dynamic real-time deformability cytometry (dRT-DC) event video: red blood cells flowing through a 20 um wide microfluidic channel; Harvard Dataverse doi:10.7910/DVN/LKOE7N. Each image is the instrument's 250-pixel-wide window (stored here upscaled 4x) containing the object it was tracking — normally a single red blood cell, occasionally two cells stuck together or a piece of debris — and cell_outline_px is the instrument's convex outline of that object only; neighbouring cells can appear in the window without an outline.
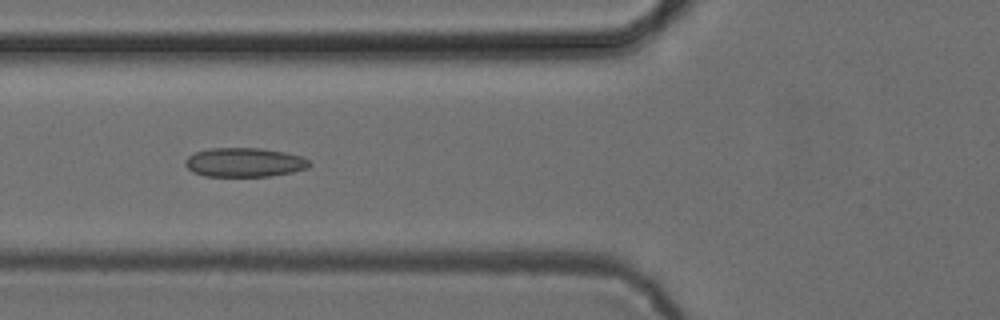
{"species": "common noctule bat (a hibernating species)", "species_latin": "Nyctalus noctula", "temperature_condition": "cold", "stored_images_in_passage": 39, "camera_frame_rate_fps": 3000, "um_per_image_px": 0.085, "animal": {"sex": "female", "body_mass_g": 24.6, "forearm_length_mm": 56.2}, "frame": {"image": 1, "passage_image": 8, "time_ms": 2.333, "image_size_px": [1000, 320], "cell_outline_px": [[312, 164], [308, 168], [292, 172], [268, 176], [204, 176], [192, 172], [184, 164], [184, 160], [188, 156], [196, 152], [208, 148], [260, 148], [284, 152], [304, 156]], "centroid_in_image_um": [20.77, 13.8], "position_along_channel_um": 105.0, "area_um2": 21.21}}
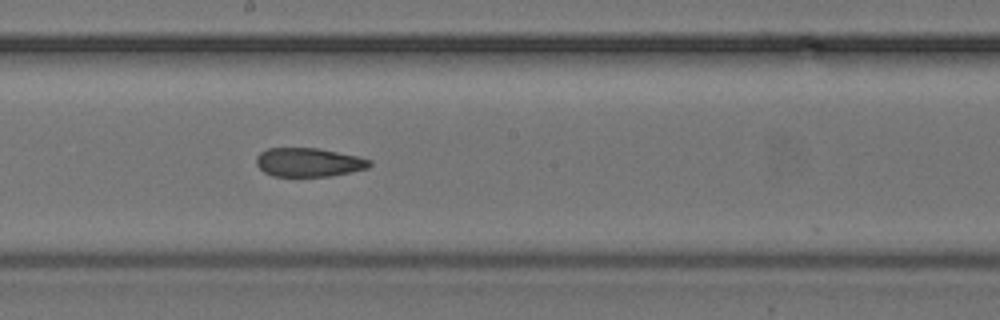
{"frame": {"image": 2, "passage_image": 17, "time_ms": 5.333, "image_size_px": [1000, 320], "cell_outline_px": [[372, 164], [368, 168], [328, 176], [272, 176], [264, 172], [256, 164], [256, 156], [260, 152], [268, 148], [316, 148], [356, 156], [372, 160]], "centroid_in_image_um": [26.2, 13.79], "position_along_channel_um": 222.0, "area_um2": 18.84}}
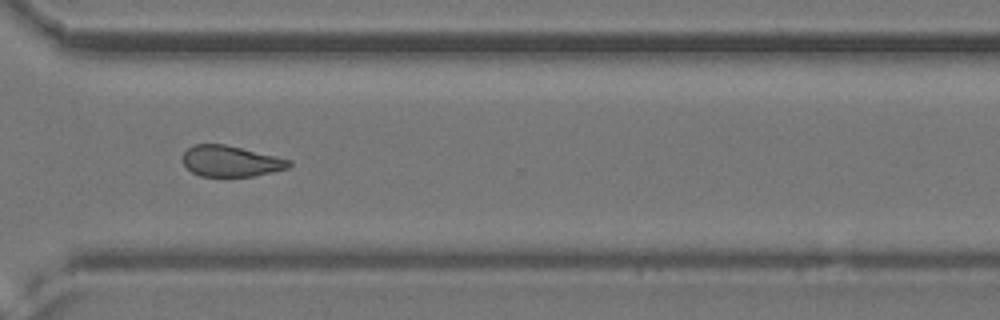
{"frame": {"image": 3, "passage_image": 27, "time_ms": 8.667, "image_size_px": [1000, 320], "cell_outline_px": [[292, 164], [288, 168], [272, 172], [252, 176], [200, 176], [192, 172], [184, 164], [184, 152], [188, 148], [196, 144], [224, 144], [292, 160]], "centroid_in_image_um": [19.63, 13.7], "position_along_channel_um": 351.0, "area_um2": 18.9}, "authors_computed_cell_mechanics": {"area_um2": 19.941, "velocity_mm_per_s": 3.8747, "shape_relaxation_time_tau1_ms": null, "shape_relaxation_time_tau2_ms": 4.4049, "deformation_change_tau1": null, "deformation_change_tau2": 0.0973}}